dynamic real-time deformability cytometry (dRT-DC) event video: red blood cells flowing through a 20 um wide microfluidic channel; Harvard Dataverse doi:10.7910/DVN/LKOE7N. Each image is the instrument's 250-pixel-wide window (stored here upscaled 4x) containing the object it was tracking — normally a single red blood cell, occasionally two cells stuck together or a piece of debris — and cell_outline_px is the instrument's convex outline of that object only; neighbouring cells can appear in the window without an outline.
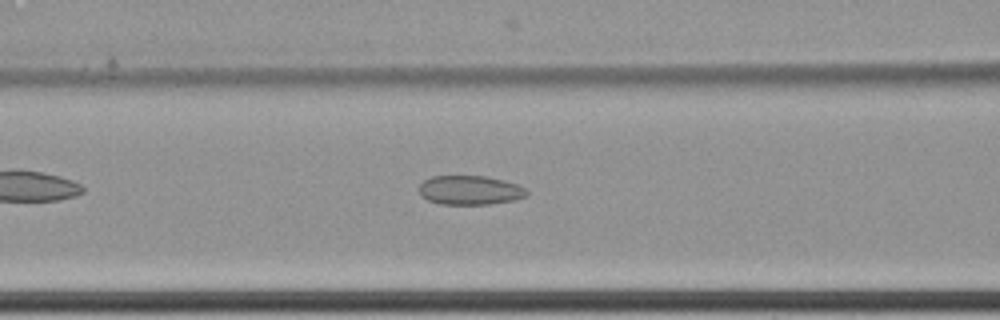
{"species": "common noctule bat (a hibernating species)", "species_latin": "Nyctalus noctula", "temperature_condition": "cold", "stored_images_in_passage": 44, "camera_frame_rate_fps": 3000, "um_per_image_px": 0.085, "animal": {"sex": "female", "body_mass_g": 22.7, "forearm_length_mm": 54.2}, "frame": {"image": 1, "passage_image": 20, "time_ms": 6.333, "image_size_px": [1000, 320], "cell_outline_px": [[528, 196], [516, 200], [492, 204], [440, 204], [428, 200], [420, 196], [420, 184], [424, 180], [432, 176], [484, 176], [504, 180], [528, 188]], "centroid_in_image_um": [39.99, 16.17], "position_along_channel_um": 126.6, "area_um2": 18.5}}
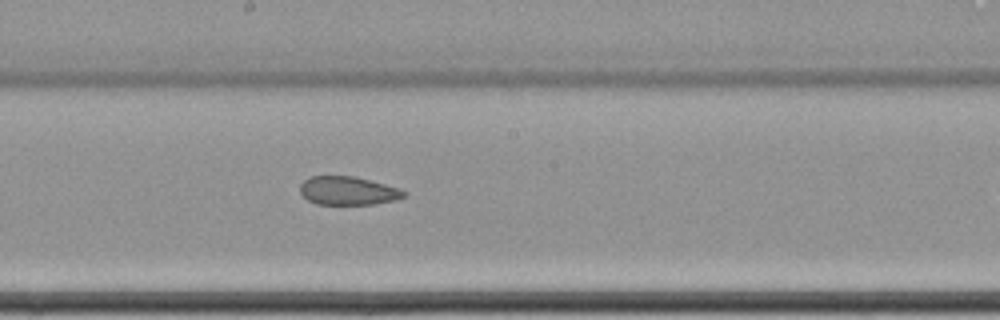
{"frame": {"image": 2, "passage_image": 28, "time_ms": 9.0, "image_size_px": [1000, 320], "cell_outline_px": [[408, 192], [404, 196], [396, 200], [376, 204], [316, 204], [308, 200], [300, 192], [300, 184], [308, 176], [352, 176], [400, 188]], "centroid_in_image_um": [29.58, 16.21], "position_along_channel_um": 218.6, "area_um2": 17.22}}
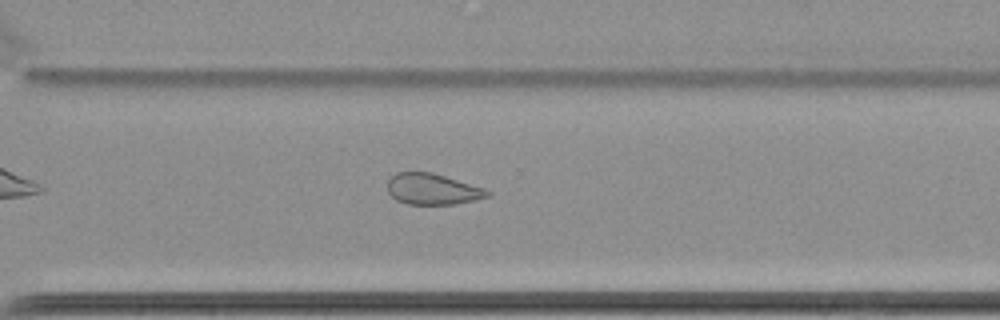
{"frame": {"image": 3, "passage_image": 38, "time_ms": 12.333, "image_size_px": [1000, 320], "cell_outline_px": [[492, 192], [488, 196], [476, 200], [456, 204], [408, 204], [396, 200], [388, 192], [388, 180], [396, 172], [432, 172], [484, 188]], "centroid_in_image_um": [36.77, 16.08], "position_along_channel_um": 333.8, "area_um2": 18.03}}